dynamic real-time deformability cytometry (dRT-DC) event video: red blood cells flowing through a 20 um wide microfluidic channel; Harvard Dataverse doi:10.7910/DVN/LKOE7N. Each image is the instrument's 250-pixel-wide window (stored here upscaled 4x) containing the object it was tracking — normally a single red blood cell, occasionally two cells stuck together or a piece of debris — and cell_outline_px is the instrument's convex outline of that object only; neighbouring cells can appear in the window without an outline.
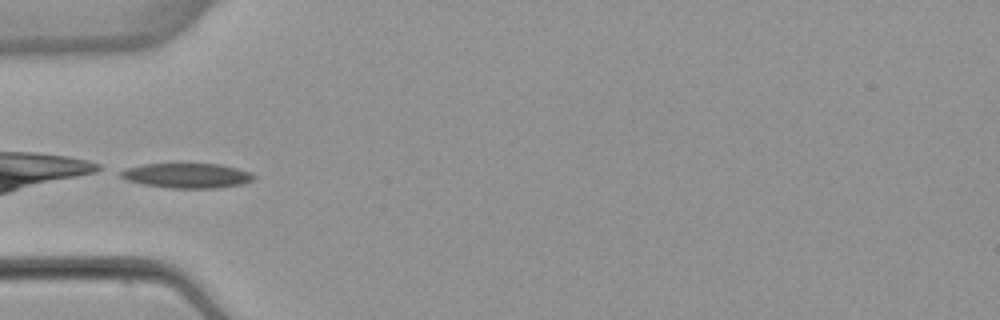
{"species": "common noctule bat (a hibernating species)", "species_latin": "Nyctalus noctula", "temperature_condition": "warm", "stored_images_in_passage": 35, "camera_frame_rate_fps": 3000, "um_per_image_px": 0.085, "animal": {"sex": "female", "body_mass_g": 22.7, "forearm_length_mm": 54.2}, "frame": {"image": 1, "passage_image": 1, "time_ms": 0.0, "image_size_px": [1000, 320], "cell_outline_px": [[256, 176], [252, 180], [244, 184], [216, 188], [168, 188], [144, 184], [124, 180], [120, 176], [120, 172], [128, 168], [144, 164], [180, 160], [220, 164], [236, 168], [248, 172]], "centroid_in_image_um": [15.87, 14.87], "position_along_channel_um": 69.1, "area_um2": 20.23}}
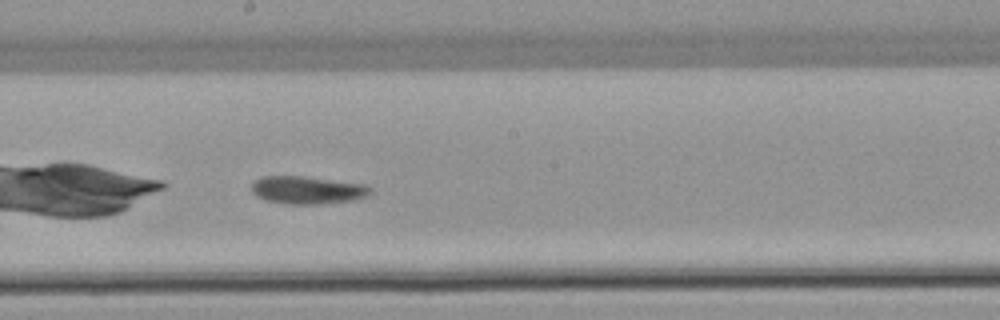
{"frame": {"image": 2, "passage_image": 13, "time_ms": 4.0, "image_size_px": [1000, 320], "cell_outline_px": [[372, 192], [368, 196], [352, 200], [320, 204], [288, 204], [264, 200], [256, 196], [252, 192], [252, 184], [256, 180], [264, 176], [304, 176], [364, 184], [372, 188]], "centroid_in_image_um": [26.14, 16.16], "position_along_channel_um": 222.1, "area_um2": 19.25}}
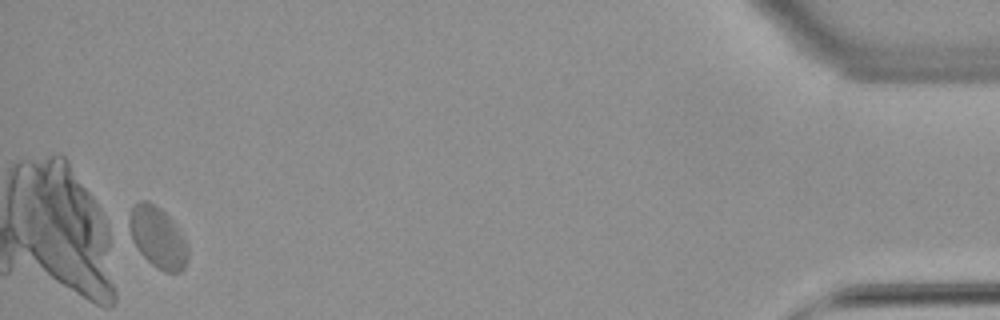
{"frame": {"image": 3, "passage_image": 35, "time_ms": 11.333, "image_size_px": [1000, 320], "cell_outline_px": [[188, 260], [184, 268], [180, 272], [164, 272], [156, 268], [140, 252], [124, 228], [128, 216], [132, 208], [140, 200], [148, 200], [160, 208], [172, 220], [188, 244]], "centroid_in_image_um": [13.36, 20.16], "position_along_channel_um": 421.8, "area_um2": 21.33}}